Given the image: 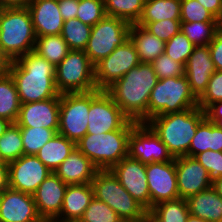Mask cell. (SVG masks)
Returning <instances> with one entry per match:
<instances>
[{"label": "cell", "instance_id": "36", "mask_svg": "<svg viewBox=\"0 0 222 222\" xmlns=\"http://www.w3.org/2000/svg\"><path fill=\"white\" fill-rule=\"evenodd\" d=\"M0 153L7 164L24 155L22 135L16 123H12L0 137Z\"/></svg>", "mask_w": 222, "mask_h": 222}, {"label": "cell", "instance_id": "53", "mask_svg": "<svg viewBox=\"0 0 222 222\" xmlns=\"http://www.w3.org/2000/svg\"><path fill=\"white\" fill-rule=\"evenodd\" d=\"M11 124L12 122H10L9 120L0 118V137L6 132Z\"/></svg>", "mask_w": 222, "mask_h": 222}, {"label": "cell", "instance_id": "39", "mask_svg": "<svg viewBox=\"0 0 222 222\" xmlns=\"http://www.w3.org/2000/svg\"><path fill=\"white\" fill-rule=\"evenodd\" d=\"M118 218L109 205L94 197L78 222H115Z\"/></svg>", "mask_w": 222, "mask_h": 222}, {"label": "cell", "instance_id": "44", "mask_svg": "<svg viewBox=\"0 0 222 222\" xmlns=\"http://www.w3.org/2000/svg\"><path fill=\"white\" fill-rule=\"evenodd\" d=\"M151 65L158 79L185 75V66L169 58L165 53H162Z\"/></svg>", "mask_w": 222, "mask_h": 222}, {"label": "cell", "instance_id": "27", "mask_svg": "<svg viewBox=\"0 0 222 222\" xmlns=\"http://www.w3.org/2000/svg\"><path fill=\"white\" fill-rule=\"evenodd\" d=\"M207 150L222 152V129L217 128L205 118L197 127L187 156L195 157L197 154Z\"/></svg>", "mask_w": 222, "mask_h": 222}, {"label": "cell", "instance_id": "49", "mask_svg": "<svg viewBox=\"0 0 222 222\" xmlns=\"http://www.w3.org/2000/svg\"><path fill=\"white\" fill-rule=\"evenodd\" d=\"M197 1L217 18L221 10L222 0H197Z\"/></svg>", "mask_w": 222, "mask_h": 222}, {"label": "cell", "instance_id": "43", "mask_svg": "<svg viewBox=\"0 0 222 222\" xmlns=\"http://www.w3.org/2000/svg\"><path fill=\"white\" fill-rule=\"evenodd\" d=\"M222 101V71L216 70L211 76L206 90L198 98V107L206 110L212 103Z\"/></svg>", "mask_w": 222, "mask_h": 222}, {"label": "cell", "instance_id": "9", "mask_svg": "<svg viewBox=\"0 0 222 222\" xmlns=\"http://www.w3.org/2000/svg\"><path fill=\"white\" fill-rule=\"evenodd\" d=\"M131 25L118 17L105 16L94 26L84 52L95 65L130 39Z\"/></svg>", "mask_w": 222, "mask_h": 222}, {"label": "cell", "instance_id": "8", "mask_svg": "<svg viewBox=\"0 0 222 222\" xmlns=\"http://www.w3.org/2000/svg\"><path fill=\"white\" fill-rule=\"evenodd\" d=\"M55 85L60 94L96 90L94 65L84 50H70L56 66Z\"/></svg>", "mask_w": 222, "mask_h": 222}, {"label": "cell", "instance_id": "2", "mask_svg": "<svg viewBox=\"0 0 222 222\" xmlns=\"http://www.w3.org/2000/svg\"><path fill=\"white\" fill-rule=\"evenodd\" d=\"M157 81L152 65L140 62L106 91L130 120L146 123L150 94Z\"/></svg>", "mask_w": 222, "mask_h": 222}, {"label": "cell", "instance_id": "38", "mask_svg": "<svg viewBox=\"0 0 222 222\" xmlns=\"http://www.w3.org/2000/svg\"><path fill=\"white\" fill-rule=\"evenodd\" d=\"M195 45L180 30L173 38L165 43L164 53L174 61L185 66Z\"/></svg>", "mask_w": 222, "mask_h": 222}, {"label": "cell", "instance_id": "59", "mask_svg": "<svg viewBox=\"0 0 222 222\" xmlns=\"http://www.w3.org/2000/svg\"><path fill=\"white\" fill-rule=\"evenodd\" d=\"M143 222H156V221L149 214H147Z\"/></svg>", "mask_w": 222, "mask_h": 222}, {"label": "cell", "instance_id": "1", "mask_svg": "<svg viewBox=\"0 0 222 222\" xmlns=\"http://www.w3.org/2000/svg\"><path fill=\"white\" fill-rule=\"evenodd\" d=\"M56 67L34 50L14 60L10 74L21 104L61 96L55 85Z\"/></svg>", "mask_w": 222, "mask_h": 222}, {"label": "cell", "instance_id": "26", "mask_svg": "<svg viewBox=\"0 0 222 222\" xmlns=\"http://www.w3.org/2000/svg\"><path fill=\"white\" fill-rule=\"evenodd\" d=\"M130 39L136 47L140 62L151 64L165 51V42L143 26L131 24Z\"/></svg>", "mask_w": 222, "mask_h": 222}, {"label": "cell", "instance_id": "42", "mask_svg": "<svg viewBox=\"0 0 222 222\" xmlns=\"http://www.w3.org/2000/svg\"><path fill=\"white\" fill-rule=\"evenodd\" d=\"M136 24L143 26L155 37L166 43L180 31L181 20L166 19L156 22H137Z\"/></svg>", "mask_w": 222, "mask_h": 222}, {"label": "cell", "instance_id": "24", "mask_svg": "<svg viewBox=\"0 0 222 222\" xmlns=\"http://www.w3.org/2000/svg\"><path fill=\"white\" fill-rule=\"evenodd\" d=\"M93 198L94 192L91 183L68 185L62 209L57 218L78 222Z\"/></svg>", "mask_w": 222, "mask_h": 222}, {"label": "cell", "instance_id": "55", "mask_svg": "<svg viewBox=\"0 0 222 222\" xmlns=\"http://www.w3.org/2000/svg\"><path fill=\"white\" fill-rule=\"evenodd\" d=\"M144 219H131L119 217L115 222H143Z\"/></svg>", "mask_w": 222, "mask_h": 222}, {"label": "cell", "instance_id": "20", "mask_svg": "<svg viewBox=\"0 0 222 222\" xmlns=\"http://www.w3.org/2000/svg\"><path fill=\"white\" fill-rule=\"evenodd\" d=\"M67 186L54 172L39 185L33 197L42 219L60 215Z\"/></svg>", "mask_w": 222, "mask_h": 222}, {"label": "cell", "instance_id": "15", "mask_svg": "<svg viewBox=\"0 0 222 222\" xmlns=\"http://www.w3.org/2000/svg\"><path fill=\"white\" fill-rule=\"evenodd\" d=\"M150 209L164 201L179 199L175 159L146 164Z\"/></svg>", "mask_w": 222, "mask_h": 222}, {"label": "cell", "instance_id": "46", "mask_svg": "<svg viewBox=\"0 0 222 222\" xmlns=\"http://www.w3.org/2000/svg\"><path fill=\"white\" fill-rule=\"evenodd\" d=\"M208 46L215 70L222 71V28L216 32Z\"/></svg>", "mask_w": 222, "mask_h": 222}, {"label": "cell", "instance_id": "37", "mask_svg": "<svg viewBox=\"0 0 222 222\" xmlns=\"http://www.w3.org/2000/svg\"><path fill=\"white\" fill-rule=\"evenodd\" d=\"M24 155H36L38 151L56 134L58 129L43 127H20Z\"/></svg>", "mask_w": 222, "mask_h": 222}, {"label": "cell", "instance_id": "57", "mask_svg": "<svg viewBox=\"0 0 222 222\" xmlns=\"http://www.w3.org/2000/svg\"><path fill=\"white\" fill-rule=\"evenodd\" d=\"M187 222H207V221L201 218L189 215Z\"/></svg>", "mask_w": 222, "mask_h": 222}, {"label": "cell", "instance_id": "7", "mask_svg": "<svg viewBox=\"0 0 222 222\" xmlns=\"http://www.w3.org/2000/svg\"><path fill=\"white\" fill-rule=\"evenodd\" d=\"M94 197L109 205L119 217L145 219L148 211L120 184L110 170H98L91 181Z\"/></svg>", "mask_w": 222, "mask_h": 222}, {"label": "cell", "instance_id": "47", "mask_svg": "<svg viewBox=\"0 0 222 222\" xmlns=\"http://www.w3.org/2000/svg\"><path fill=\"white\" fill-rule=\"evenodd\" d=\"M59 10L64 21L76 18L79 0H63L58 2Z\"/></svg>", "mask_w": 222, "mask_h": 222}, {"label": "cell", "instance_id": "60", "mask_svg": "<svg viewBox=\"0 0 222 222\" xmlns=\"http://www.w3.org/2000/svg\"><path fill=\"white\" fill-rule=\"evenodd\" d=\"M0 165H8V164L4 161L3 157L1 156V153H0Z\"/></svg>", "mask_w": 222, "mask_h": 222}, {"label": "cell", "instance_id": "21", "mask_svg": "<svg viewBox=\"0 0 222 222\" xmlns=\"http://www.w3.org/2000/svg\"><path fill=\"white\" fill-rule=\"evenodd\" d=\"M208 45L195 46L185 64V76L190 90L198 99L207 88V84L215 72Z\"/></svg>", "mask_w": 222, "mask_h": 222}, {"label": "cell", "instance_id": "32", "mask_svg": "<svg viewBox=\"0 0 222 222\" xmlns=\"http://www.w3.org/2000/svg\"><path fill=\"white\" fill-rule=\"evenodd\" d=\"M34 51L56 67L70 49L61 35H49L37 36Z\"/></svg>", "mask_w": 222, "mask_h": 222}, {"label": "cell", "instance_id": "58", "mask_svg": "<svg viewBox=\"0 0 222 222\" xmlns=\"http://www.w3.org/2000/svg\"><path fill=\"white\" fill-rule=\"evenodd\" d=\"M216 22L219 28H222V4H221V10L219 15L216 18Z\"/></svg>", "mask_w": 222, "mask_h": 222}, {"label": "cell", "instance_id": "29", "mask_svg": "<svg viewBox=\"0 0 222 222\" xmlns=\"http://www.w3.org/2000/svg\"><path fill=\"white\" fill-rule=\"evenodd\" d=\"M181 0H145L138 22L180 20Z\"/></svg>", "mask_w": 222, "mask_h": 222}, {"label": "cell", "instance_id": "10", "mask_svg": "<svg viewBox=\"0 0 222 222\" xmlns=\"http://www.w3.org/2000/svg\"><path fill=\"white\" fill-rule=\"evenodd\" d=\"M89 108L90 92L61 94L58 133L77 143L87 133Z\"/></svg>", "mask_w": 222, "mask_h": 222}, {"label": "cell", "instance_id": "16", "mask_svg": "<svg viewBox=\"0 0 222 222\" xmlns=\"http://www.w3.org/2000/svg\"><path fill=\"white\" fill-rule=\"evenodd\" d=\"M110 171L125 190L149 211L150 193L147 184L146 164L127 156L114 165Z\"/></svg>", "mask_w": 222, "mask_h": 222}, {"label": "cell", "instance_id": "45", "mask_svg": "<svg viewBox=\"0 0 222 222\" xmlns=\"http://www.w3.org/2000/svg\"><path fill=\"white\" fill-rule=\"evenodd\" d=\"M195 158L208 171L211 183L222 177V152L207 150L197 154Z\"/></svg>", "mask_w": 222, "mask_h": 222}, {"label": "cell", "instance_id": "4", "mask_svg": "<svg viewBox=\"0 0 222 222\" xmlns=\"http://www.w3.org/2000/svg\"><path fill=\"white\" fill-rule=\"evenodd\" d=\"M137 123L130 120L118 130L102 134H85L76 143V147L98 170H110L128 156L129 136Z\"/></svg>", "mask_w": 222, "mask_h": 222}, {"label": "cell", "instance_id": "18", "mask_svg": "<svg viewBox=\"0 0 222 222\" xmlns=\"http://www.w3.org/2000/svg\"><path fill=\"white\" fill-rule=\"evenodd\" d=\"M1 222H41L34 197L8 187L0 195Z\"/></svg>", "mask_w": 222, "mask_h": 222}, {"label": "cell", "instance_id": "50", "mask_svg": "<svg viewBox=\"0 0 222 222\" xmlns=\"http://www.w3.org/2000/svg\"><path fill=\"white\" fill-rule=\"evenodd\" d=\"M12 60L0 49V77L10 74Z\"/></svg>", "mask_w": 222, "mask_h": 222}, {"label": "cell", "instance_id": "48", "mask_svg": "<svg viewBox=\"0 0 222 222\" xmlns=\"http://www.w3.org/2000/svg\"><path fill=\"white\" fill-rule=\"evenodd\" d=\"M205 117L217 128L222 129V101L212 103L205 110Z\"/></svg>", "mask_w": 222, "mask_h": 222}, {"label": "cell", "instance_id": "5", "mask_svg": "<svg viewBox=\"0 0 222 222\" xmlns=\"http://www.w3.org/2000/svg\"><path fill=\"white\" fill-rule=\"evenodd\" d=\"M36 33L25 8H0V49L12 60L35 49Z\"/></svg>", "mask_w": 222, "mask_h": 222}, {"label": "cell", "instance_id": "11", "mask_svg": "<svg viewBox=\"0 0 222 222\" xmlns=\"http://www.w3.org/2000/svg\"><path fill=\"white\" fill-rule=\"evenodd\" d=\"M89 119L86 134H102L123 128L130 119L106 90L90 92Z\"/></svg>", "mask_w": 222, "mask_h": 222}, {"label": "cell", "instance_id": "34", "mask_svg": "<svg viewBox=\"0 0 222 222\" xmlns=\"http://www.w3.org/2000/svg\"><path fill=\"white\" fill-rule=\"evenodd\" d=\"M92 26L77 18L64 21L61 36L70 50H84L91 35Z\"/></svg>", "mask_w": 222, "mask_h": 222}, {"label": "cell", "instance_id": "41", "mask_svg": "<svg viewBox=\"0 0 222 222\" xmlns=\"http://www.w3.org/2000/svg\"><path fill=\"white\" fill-rule=\"evenodd\" d=\"M105 16L104 0H79L76 18L82 23L94 26Z\"/></svg>", "mask_w": 222, "mask_h": 222}, {"label": "cell", "instance_id": "56", "mask_svg": "<svg viewBox=\"0 0 222 222\" xmlns=\"http://www.w3.org/2000/svg\"><path fill=\"white\" fill-rule=\"evenodd\" d=\"M41 222H77V221H68V220H62L59 218H44Z\"/></svg>", "mask_w": 222, "mask_h": 222}, {"label": "cell", "instance_id": "17", "mask_svg": "<svg viewBox=\"0 0 222 222\" xmlns=\"http://www.w3.org/2000/svg\"><path fill=\"white\" fill-rule=\"evenodd\" d=\"M175 169L179 197H188L212 186L208 171L195 157L179 156L175 158Z\"/></svg>", "mask_w": 222, "mask_h": 222}, {"label": "cell", "instance_id": "28", "mask_svg": "<svg viewBox=\"0 0 222 222\" xmlns=\"http://www.w3.org/2000/svg\"><path fill=\"white\" fill-rule=\"evenodd\" d=\"M76 148V143L56 133L36 154L37 158L52 172Z\"/></svg>", "mask_w": 222, "mask_h": 222}, {"label": "cell", "instance_id": "14", "mask_svg": "<svg viewBox=\"0 0 222 222\" xmlns=\"http://www.w3.org/2000/svg\"><path fill=\"white\" fill-rule=\"evenodd\" d=\"M9 187L33 195L52 172L36 155H22L8 163Z\"/></svg>", "mask_w": 222, "mask_h": 222}, {"label": "cell", "instance_id": "13", "mask_svg": "<svg viewBox=\"0 0 222 222\" xmlns=\"http://www.w3.org/2000/svg\"><path fill=\"white\" fill-rule=\"evenodd\" d=\"M128 156L144 164L168 162L175 158L146 123H137L129 136Z\"/></svg>", "mask_w": 222, "mask_h": 222}, {"label": "cell", "instance_id": "19", "mask_svg": "<svg viewBox=\"0 0 222 222\" xmlns=\"http://www.w3.org/2000/svg\"><path fill=\"white\" fill-rule=\"evenodd\" d=\"M61 96L21 104L16 124L19 127L59 129Z\"/></svg>", "mask_w": 222, "mask_h": 222}, {"label": "cell", "instance_id": "31", "mask_svg": "<svg viewBox=\"0 0 222 222\" xmlns=\"http://www.w3.org/2000/svg\"><path fill=\"white\" fill-rule=\"evenodd\" d=\"M148 214L156 222H187L190 215L186 199L164 201L153 206Z\"/></svg>", "mask_w": 222, "mask_h": 222}, {"label": "cell", "instance_id": "25", "mask_svg": "<svg viewBox=\"0 0 222 222\" xmlns=\"http://www.w3.org/2000/svg\"><path fill=\"white\" fill-rule=\"evenodd\" d=\"M189 213L207 222H220L222 218V197L211 186L186 199Z\"/></svg>", "mask_w": 222, "mask_h": 222}, {"label": "cell", "instance_id": "23", "mask_svg": "<svg viewBox=\"0 0 222 222\" xmlns=\"http://www.w3.org/2000/svg\"><path fill=\"white\" fill-rule=\"evenodd\" d=\"M97 171L91 160L76 147L54 173L67 185H80L91 183Z\"/></svg>", "mask_w": 222, "mask_h": 222}, {"label": "cell", "instance_id": "35", "mask_svg": "<svg viewBox=\"0 0 222 222\" xmlns=\"http://www.w3.org/2000/svg\"><path fill=\"white\" fill-rule=\"evenodd\" d=\"M220 28L217 22H181L180 30L195 45H209Z\"/></svg>", "mask_w": 222, "mask_h": 222}, {"label": "cell", "instance_id": "6", "mask_svg": "<svg viewBox=\"0 0 222 222\" xmlns=\"http://www.w3.org/2000/svg\"><path fill=\"white\" fill-rule=\"evenodd\" d=\"M198 107L185 75L158 79L148 102V120Z\"/></svg>", "mask_w": 222, "mask_h": 222}, {"label": "cell", "instance_id": "30", "mask_svg": "<svg viewBox=\"0 0 222 222\" xmlns=\"http://www.w3.org/2000/svg\"><path fill=\"white\" fill-rule=\"evenodd\" d=\"M21 102L11 74L0 77V118L16 123Z\"/></svg>", "mask_w": 222, "mask_h": 222}, {"label": "cell", "instance_id": "33", "mask_svg": "<svg viewBox=\"0 0 222 222\" xmlns=\"http://www.w3.org/2000/svg\"><path fill=\"white\" fill-rule=\"evenodd\" d=\"M144 4L145 0H104L107 16L118 17L130 25L138 22Z\"/></svg>", "mask_w": 222, "mask_h": 222}, {"label": "cell", "instance_id": "40", "mask_svg": "<svg viewBox=\"0 0 222 222\" xmlns=\"http://www.w3.org/2000/svg\"><path fill=\"white\" fill-rule=\"evenodd\" d=\"M181 22H216V17L197 0H181Z\"/></svg>", "mask_w": 222, "mask_h": 222}, {"label": "cell", "instance_id": "52", "mask_svg": "<svg viewBox=\"0 0 222 222\" xmlns=\"http://www.w3.org/2000/svg\"><path fill=\"white\" fill-rule=\"evenodd\" d=\"M9 187L8 165H0V195Z\"/></svg>", "mask_w": 222, "mask_h": 222}, {"label": "cell", "instance_id": "22", "mask_svg": "<svg viewBox=\"0 0 222 222\" xmlns=\"http://www.w3.org/2000/svg\"><path fill=\"white\" fill-rule=\"evenodd\" d=\"M30 11L36 36L60 35L64 20L55 0H31Z\"/></svg>", "mask_w": 222, "mask_h": 222}, {"label": "cell", "instance_id": "54", "mask_svg": "<svg viewBox=\"0 0 222 222\" xmlns=\"http://www.w3.org/2000/svg\"><path fill=\"white\" fill-rule=\"evenodd\" d=\"M212 187L222 197V177L212 183Z\"/></svg>", "mask_w": 222, "mask_h": 222}, {"label": "cell", "instance_id": "3", "mask_svg": "<svg viewBox=\"0 0 222 222\" xmlns=\"http://www.w3.org/2000/svg\"><path fill=\"white\" fill-rule=\"evenodd\" d=\"M205 118V111L195 107L178 113L155 116L146 124L166 145L171 155L176 158L187 156L197 127Z\"/></svg>", "mask_w": 222, "mask_h": 222}, {"label": "cell", "instance_id": "12", "mask_svg": "<svg viewBox=\"0 0 222 222\" xmlns=\"http://www.w3.org/2000/svg\"><path fill=\"white\" fill-rule=\"evenodd\" d=\"M140 63L134 43L129 39L109 56L94 65V78L98 90H107Z\"/></svg>", "mask_w": 222, "mask_h": 222}, {"label": "cell", "instance_id": "51", "mask_svg": "<svg viewBox=\"0 0 222 222\" xmlns=\"http://www.w3.org/2000/svg\"><path fill=\"white\" fill-rule=\"evenodd\" d=\"M31 0H0V8H25Z\"/></svg>", "mask_w": 222, "mask_h": 222}]
</instances>
